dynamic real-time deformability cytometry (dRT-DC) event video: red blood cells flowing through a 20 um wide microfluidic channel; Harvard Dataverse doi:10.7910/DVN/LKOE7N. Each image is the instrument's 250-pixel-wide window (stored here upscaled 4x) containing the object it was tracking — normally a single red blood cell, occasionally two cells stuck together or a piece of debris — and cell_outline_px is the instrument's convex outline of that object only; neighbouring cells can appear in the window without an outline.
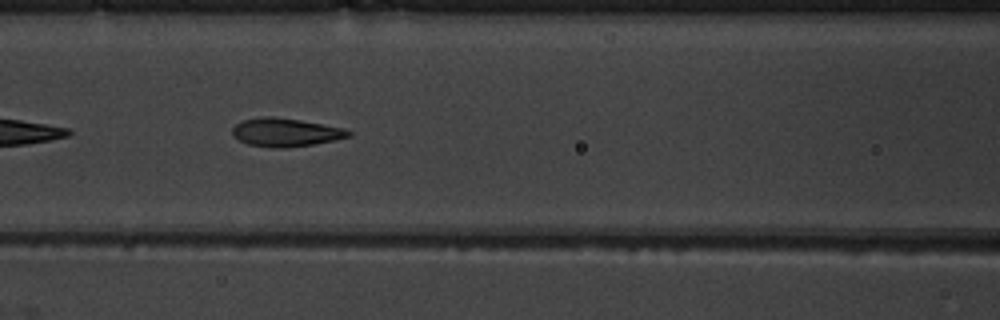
{"species": "common noctule bat (a hibernating species)", "species_latin": "Nyctalus noctula", "temperature_condition": "warm", "stored_images_in_passage": 16, "camera_frame_rate_fps": 3000, "um_per_image_px": 0.085, "animal": {"sex": "male", "body_mass_g": 19.5, "forearm_length_mm": 54.6}, "frame": {"image": 1, "passage_image": 10, "time_ms": 3.0, "image_size_px": [1000, 320], "cell_outline_px": [[352, 136], [336, 140], [312, 144], [284, 148], [272, 148], [248, 144], [232, 136], [232, 128], [236, 124], [244, 120], [264, 116], [272, 116], [300, 120], [344, 128], [352, 132]], "centroid_in_image_um": [24.28, 11.25], "position_along_channel_um": 142.3, "area_um2": 19.19}}
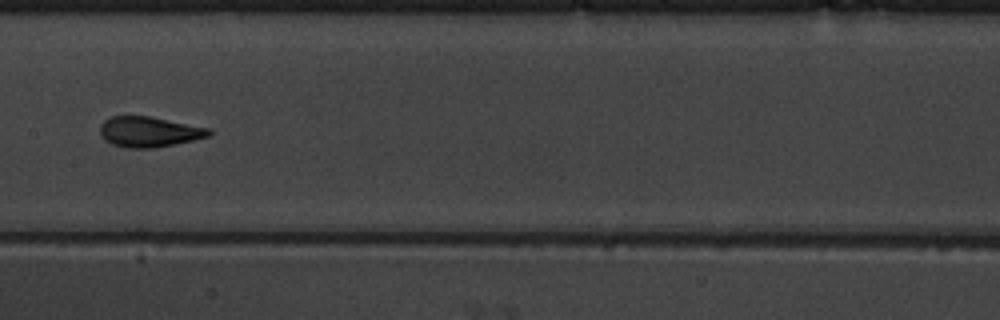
{"frame": {"image": 2, "passage_image": 14, "time_ms": 4.333, "image_size_px": [1000, 320], "cell_outline_px": [[212, 132], [208, 136], [192, 140], [152, 148], [128, 148], [112, 144], [104, 140], [100, 132], [100, 124], [104, 120], [112, 116], [148, 116], [208, 128]], "centroid_in_image_um": [12.61, 11.2], "position_along_channel_um": 194.8, "area_um2": 18.96}}